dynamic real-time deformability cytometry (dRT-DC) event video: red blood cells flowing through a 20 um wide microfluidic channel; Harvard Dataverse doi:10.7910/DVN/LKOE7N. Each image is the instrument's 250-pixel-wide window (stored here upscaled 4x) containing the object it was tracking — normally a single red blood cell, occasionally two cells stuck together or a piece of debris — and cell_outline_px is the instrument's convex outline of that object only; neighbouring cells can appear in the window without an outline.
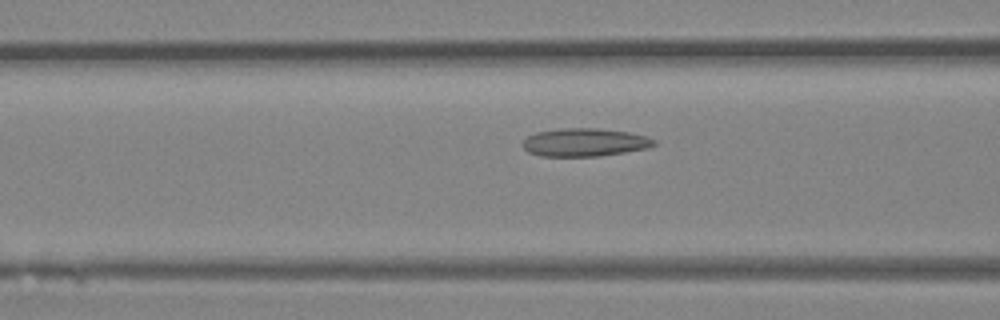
{"species": "Egyptian fruit bat (a non-hibernating species)", "species_latin": "Rousettus aegyptiacus", "temperature_condition": "room temperature", "stored_images_in_passage": 46, "camera_frame_rate_fps": 3000, "um_per_image_px": 0.085, "animal": {"sex": "female"}, "frame": {"image": 1, "passage_image": 18, "time_ms": 5.667, "image_size_px": [1000, 320], "cell_outline_px": [[656, 144], [648, 148], [600, 156], [540, 156], [528, 152], [524, 148], [524, 140], [528, 136], [536, 132], [564, 128], [596, 128], [628, 132], [644, 136], [656, 140]], "centroid_in_image_um": [49.7, 12.1], "position_along_channel_um": 116.9, "area_um2": 21.33}}
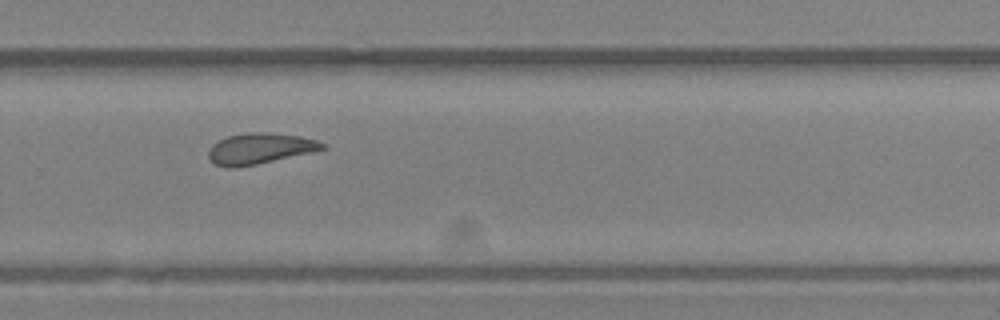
{"frame": {"image": 2, "passage_image": 31, "time_ms": 10.0, "image_size_px": [1000, 320], "cell_outline_px": [[328, 148], [312, 152], [256, 164], [236, 168], [228, 168], [216, 164], [208, 156], [208, 152], [212, 144], [228, 136], [248, 132], [268, 132], [300, 136], [316, 140], [324, 144]], "centroid_in_image_um": [22.09, 12.62], "position_along_channel_um": 307.7, "area_um2": 20.35}}
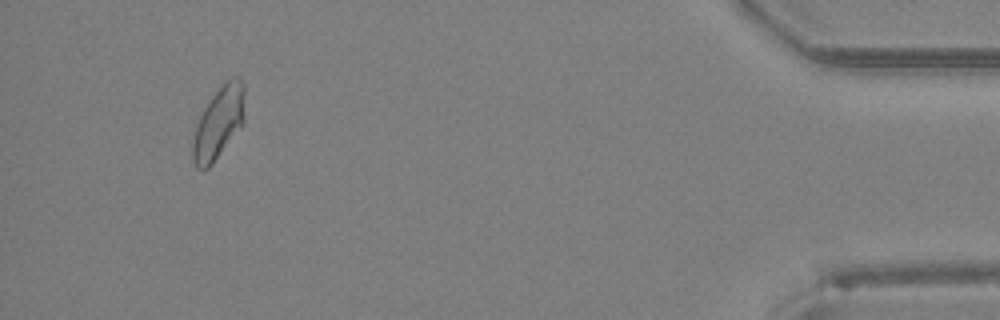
{"frame": {"image": 3, "passage_image": 43, "time_ms": 14.0, "image_size_px": [1000, 320], "cell_outline_px": [[244, 120], [212, 164], [208, 168], [196, 168], [192, 160], [192, 136], [196, 124], [204, 108], [212, 96], [224, 80], [232, 76], [240, 76], [244, 84]], "centroid_in_image_um": [18.56, 10.38], "position_along_channel_um": 416.6, "area_um2": 21.73}}